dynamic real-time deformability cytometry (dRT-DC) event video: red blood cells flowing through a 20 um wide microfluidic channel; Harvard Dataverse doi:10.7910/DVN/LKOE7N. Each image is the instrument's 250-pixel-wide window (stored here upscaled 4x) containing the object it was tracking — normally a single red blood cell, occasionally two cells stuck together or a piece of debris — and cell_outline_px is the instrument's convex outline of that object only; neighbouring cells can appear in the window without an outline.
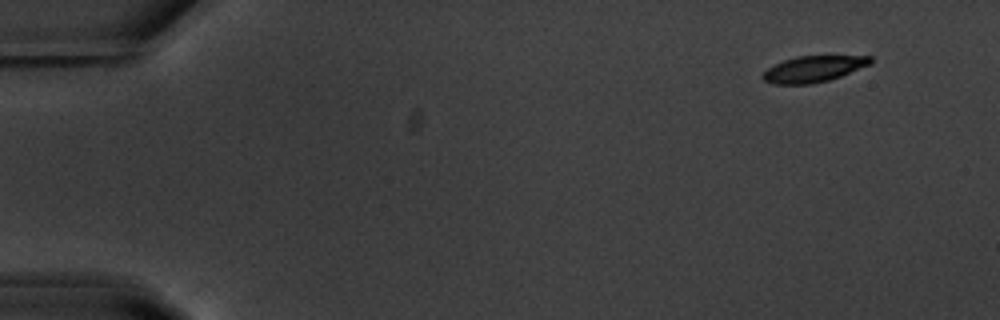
{"species": "common noctule bat (a hibernating species)", "species_latin": "Nyctalus noctula", "temperature_condition": "warm", "stored_images_in_passage": 52, "camera_frame_rate_fps": 3000, "um_per_image_px": 0.085, "animal": {"sex": "male", "body_mass_g": 20.1, "forearm_length_mm": 53.5}, "frame": {"image": 1, "passage_image": 1, "time_ms": 0.0, "image_size_px": [1000, 320], "cell_outline_px": [[872, 64], [840, 76], [828, 80], [812, 84], [772, 84], [764, 80], [760, 76], [768, 68], [784, 60], [796, 56], [872, 56]], "centroid_in_image_um": [69.14, 5.86], "position_along_channel_um": 15.9, "area_um2": 16.36}}
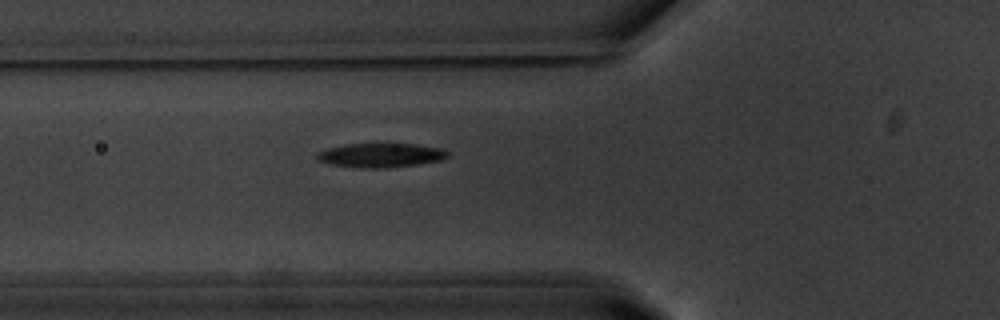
{"frame": {"image": 2, "passage_image": 17, "time_ms": 5.333, "image_size_px": [1000, 320], "cell_outline_px": [[448, 156], [440, 160], [416, 164], [384, 168], [364, 168], [332, 164], [316, 160], [316, 156], [320, 152], [328, 148], [344, 144], [412, 144], [440, 148], [448, 152]], "centroid_in_image_um": [32.34, 13.19], "position_along_channel_um": 93.5, "area_um2": 18.03}}
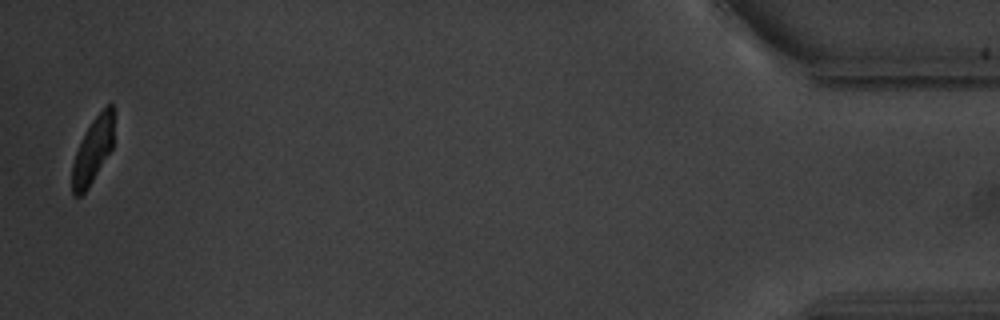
{"frame": {"image": 3, "passage_image": 51, "time_ms": 16.667, "image_size_px": [1000, 320], "cell_outline_px": [[112, 148], [88, 188], [80, 196], [72, 196], [72, 164], [76, 152], [92, 120], [108, 104], [112, 104]], "centroid_in_image_um": [7.86, 12.86], "position_along_channel_um": 427.3, "area_um2": 15.32}, "authors_computed_cell_mechanics": {"area_um2": 18.1492, "velocity_mm_per_s": 3.6811, "shape_relaxation_time_tau1_ms": 2.2223, "shape_relaxation_time_tau2_ms": 5.1288, "deformation_change_tau1": 0.142, "deformation_change_tau2": 0.0897}}